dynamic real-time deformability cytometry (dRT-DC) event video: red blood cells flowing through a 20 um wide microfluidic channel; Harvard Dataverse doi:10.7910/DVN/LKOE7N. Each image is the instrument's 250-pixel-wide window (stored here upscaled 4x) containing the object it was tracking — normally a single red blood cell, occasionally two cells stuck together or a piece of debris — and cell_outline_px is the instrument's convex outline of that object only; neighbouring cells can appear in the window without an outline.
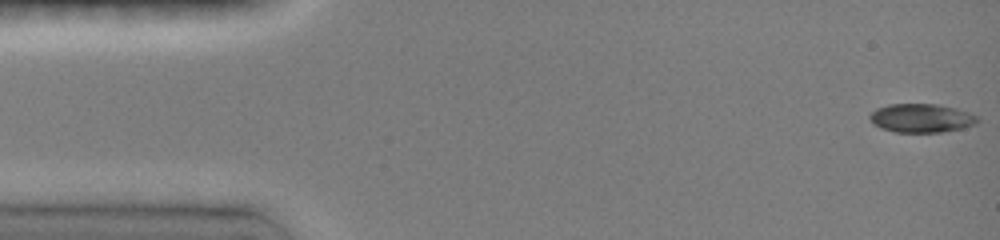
{"species": "common noctule bat (a hibernating species)", "species_latin": "Nyctalus noctula", "temperature_condition": "room temperature", "stored_images_in_passage": 58, "camera_frame_rate_fps": 3000, "um_per_image_px": 0.085, "animal": {"sex": "female", "body_mass_g": 19.0, "forearm_length_mm": 51.5}, "frame": {"image": 1, "passage_image": 1, "time_ms": 0.0, "image_size_px": [1000, 240], "cell_outline_px": [[980, 120], [972, 124], [960, 128], [940, 132], [896, 132], [880, 128], [868, 116], [876, 108], [888, 104], [940, 104], [956, 108], [968, 112], [976, 116]], "centroid_in_image_um": [78.29, 10.02], "position_along_channel_um": 6.7, "area_um2": 17.8}}
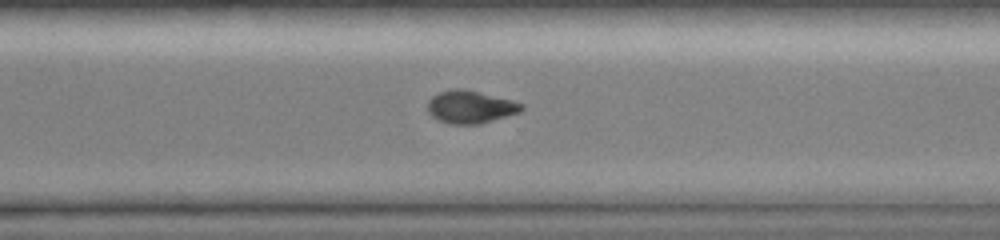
{"frame": {"image": 2, "passage_image": 36, "time_ms": 11.0, "image_size_px": [1000, 240], "cell_outline_px": [[524, 108], [520, 112], [480, 124], [452, 124], [440, 120], [432, 116], [428, 112], [428, 100], [432, 96], [440, 92], [456, 88], [464, 88], [512, 100], [524, 104]], "centroid_in_image_um": [40.0, 9.08], "position_along_channel_um": 330.6, "area_um2": 17.86}}
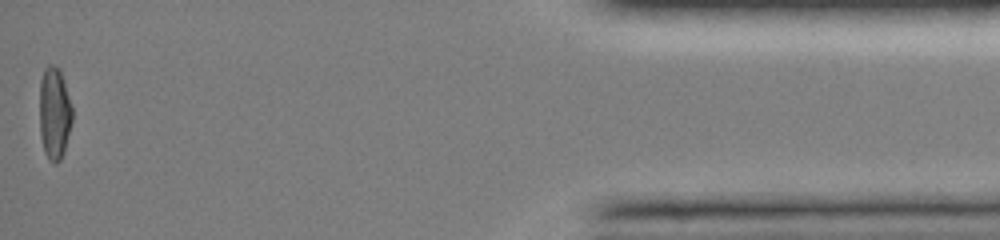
{"frame": {"image": 3, "passage_image": 57, "time_ms": 15.333, "image_size_px": [1000, 240], "cell_outline_px": [[72, 120], [64, 152], [60, 160], [56, 164], [48, 160], [44, 152], [40, 136], [40, 80], [44, 68], [48, 64], [52, 64], [60, 68], [72, 108]], "centroid_in_image_um": [4.61, 9.62], "position_along_channel_um": 430.6, "area_um2": 17.74}, "authors_computed_cell_mechanics": {"area_um2": 17.8602, "velocity_mm_per_s": 4.08, "shape_relaxation_time_tau1_ms": 10.3548, "shape_relaxation_time_tau2_ms": 9.9773, "deformation_change_tau1": 0.2454, "deformation_change_tau2": 0.0944}}